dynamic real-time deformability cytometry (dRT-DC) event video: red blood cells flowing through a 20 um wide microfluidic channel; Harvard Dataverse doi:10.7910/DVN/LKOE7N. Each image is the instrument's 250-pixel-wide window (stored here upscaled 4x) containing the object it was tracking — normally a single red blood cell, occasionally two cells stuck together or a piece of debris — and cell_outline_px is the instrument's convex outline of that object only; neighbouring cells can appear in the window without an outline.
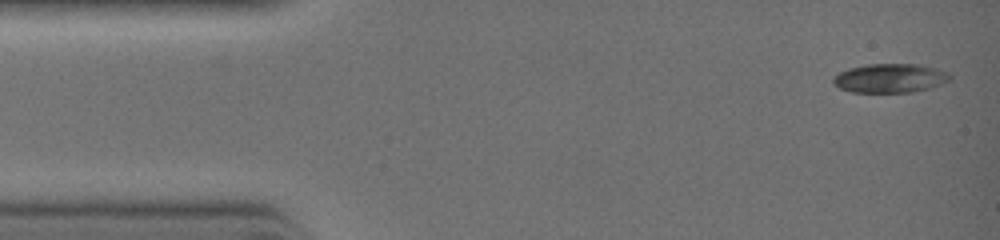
{"species": "common noctule bat (a hibernating species)", "species_latin": "Nyctalus noctula", "temperature_condition": "warm", "stored_images_in_passage": 32, "camera_frame_rate_fps": 3000, "um_per_image_px": 0.085, "animal": {"sex": "female", "body_mass_g": 19.0, "forearm_length_mm": 51.5}, "frame": {"image": 1, "passage_image": 1, "time_ms": 0.0, "image_size_px": [1000, 240], "cell_outline_px": [[952, 76], [948, 80], [940, 84], [928, 88], [912, 92], [852, 92], [840, 88], [832, 80], [832, 76], [848, 68], [868, 64], [920, 64], [936, 68], [948, 72]], "centroid_in_image_um": [75.65, 6.63], "position_along_channel_um": 9.4, "area_um2": 19.65}}
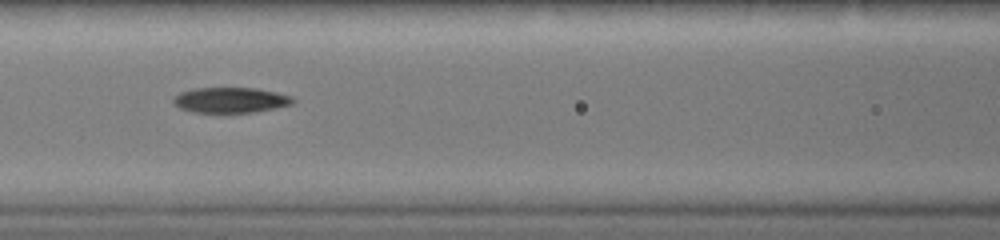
{"frame": {"image": 2, "passage_image": 13, "time_ms": 4.0, "image_size_px": [1000, 240], "cell_outline_px": [[296, 100], [292, 104], [276, 108], [256, 112], [224, 116], [192, 112], [180, 108], [172, 104], [172, 96], [180, 92], [192, 88], [256, 88], [276, 92], [292, 96]], "centroid_in_image_um": [19.54, 8.56], "position_along_channel_um": 147.1, "area_um2": 18.84}}
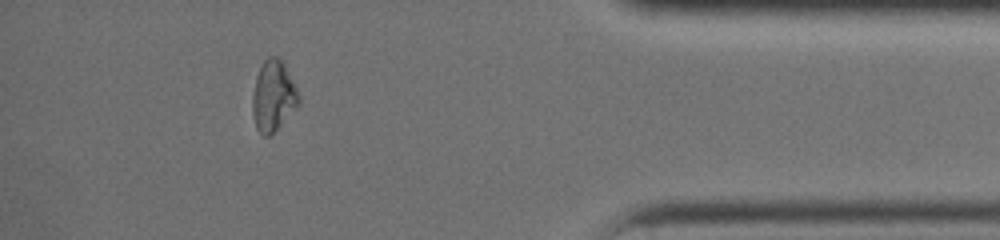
{"frame": {"image": 3, "passage_image": 28, "time_ms": 9.0, "image_size_px": [1000, 240], "cell_outline_px": [[300, 104], [268, 136], [264, 136], [256, 128], [252, 112], [252, 96], [256, 76], [264, 60], [268, 56], [276, 56], [284, 64], [300, 96]], "centroid_in_image_um": [23.22, 8.14], "position_along_channel_um": 412.0, "area_um2": 18.73}}